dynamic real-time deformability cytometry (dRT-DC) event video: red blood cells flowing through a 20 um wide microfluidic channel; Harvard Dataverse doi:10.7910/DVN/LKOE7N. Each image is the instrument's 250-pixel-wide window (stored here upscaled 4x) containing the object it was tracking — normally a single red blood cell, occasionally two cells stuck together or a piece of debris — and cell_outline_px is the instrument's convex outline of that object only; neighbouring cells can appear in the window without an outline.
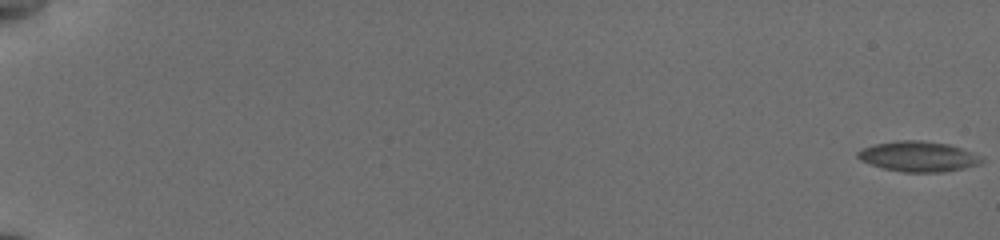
{"species": "common noctule bat (a hibernating species)", "species_latin": "Nyctalus noctula", "temperature_condition": "cold", "stored_images_in_passage": 57, "camera_frame_rate_fps": 3000, "um_per_image_px": 0.085, "animal": {"sex": "female", "body_mass_g": 19.5, "forearm_length_mm": 54.1}, "frame": {"image": 1, "passage_image": 1, "time_ms": 0.0, "image_size_px": [1000, 240], "cell_outline_px": [[984, 160], [980, 164], [964, 168], [944, 172], [904, 172], [884, 168], [860, 160], [856, 156], [856, 152], [864, 148], [876, 144], [904, 140], [916, 140], [948, 144], [984, 156]], "centroid_in_image_um": [78.1, 13.31], "position_along_channel_um": 6.9, "area_um2": 21.68}}
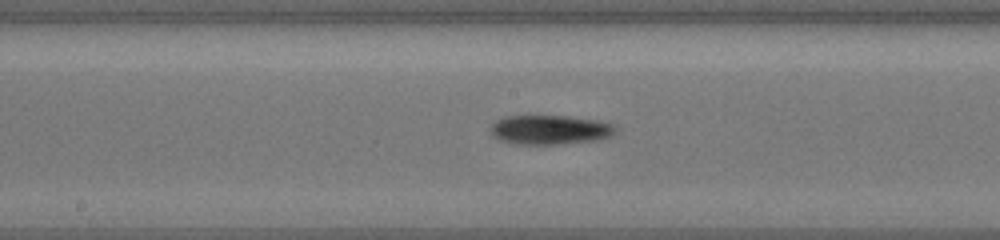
{"frame": {"image": 2, "passage_image": 33, "time_ms": 10.667, "image_size_px": [1000, 240], "cell_outline_px": [[616, 132], [608, 136], [596, 140], [560, 144], [516, 144], [500, 140], [492, 136], [488, 128], [496, 120], [504, 116], [568, 116], [596, 120], [612, 124], [616, 128]], "centroid_in_image_um": [46.68, 11.03], "position_along_channel_um": 201.5, "area_um2": 21.39}}
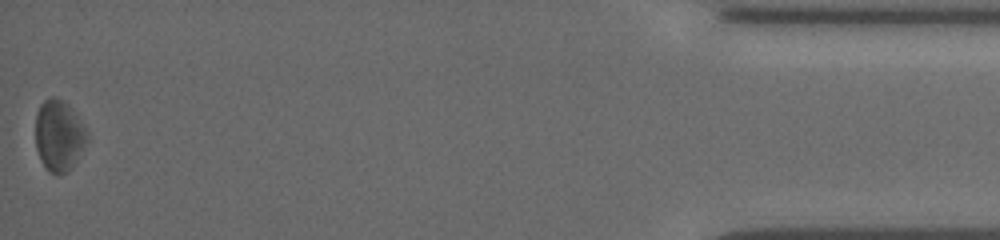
{"frame": {"image": 3, "passage_image": 57, "time_ms": 18.667, "image_size_px": [1000, 240], "cell_outline_px": [[88, 140], [68, 172], [60, 176], [56, 176], [48, 172], [44, 168], [36, 148], [36, 112], [40, 104], [44, 100], [52, 96], [60, 100], [68, 108], [88, 132]], "centroid_in_image_um": [4.97, 11.6], "position_along_channel_um": 430.2, "area_um2": 21.04}, "authors_computed_cell_mechanics": {"area_um2": 20.6924, "velocity_mm_per_s": 3.8096, "shape_relaxation_time_tau1_ms": 1.6103, "shape_relaxation_time_tau2_ms": null, "deformation_change_tau1": 0.0905, "deformation_change_tau2": null}}